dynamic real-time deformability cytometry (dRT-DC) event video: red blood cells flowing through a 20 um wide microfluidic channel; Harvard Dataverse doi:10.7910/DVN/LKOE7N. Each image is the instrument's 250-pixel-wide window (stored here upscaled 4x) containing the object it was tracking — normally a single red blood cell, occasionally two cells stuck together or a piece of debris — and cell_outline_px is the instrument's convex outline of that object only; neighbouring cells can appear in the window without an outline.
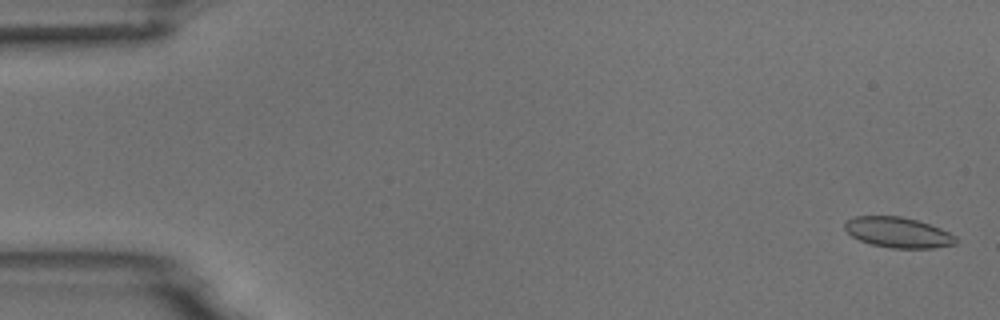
{"species": "common noctule bat (a hibernating species)", "species_latin": "Nyctalus noctula", "temperature_condition": "room temperature", "stored_images_in_passage": 7, "camera_frame_rate_fps": 3000, "um_per_image_px": 0.085, "animal": {"sex": "male", "body_mass_g": 18.8}, "frame": {"image": 1, "passage_image": 1, "time_ms": 0.0, "image_size_px": [1000, 320], "cell_outline_px": [[956, 244], [932, 248], [892, 248], [868, 244], [852, 236], [844, 228], [844, 224], [848, 220], [856, 216], [900, 216], [916, 220], [940, 228], [956, 236]], "centroid_in_image_um": [76.32, 19.76], "position_along_channel_um": 8.7, "area_um2": 19.59}}
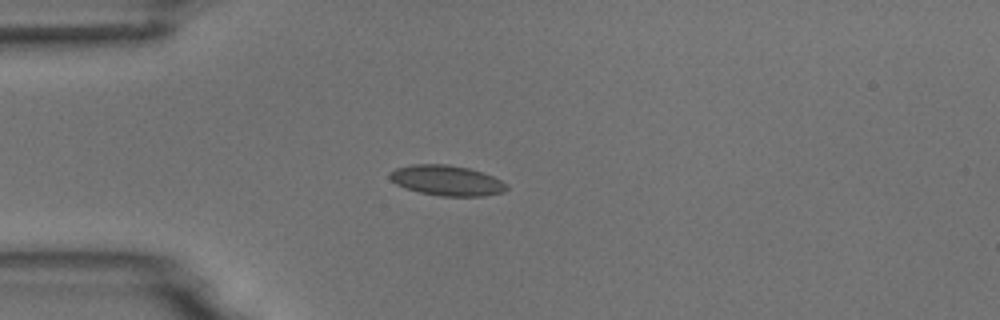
{"frame": {"image": 2, "passage_image": 4, "time_ms": 4.333, "image_size_px": [1000, 320], "cell_outline_px": [[508, 188], [504, 192], [484, 196], [440, 196], [420, 192], [404, 188], [396, 184], [388, 176], [396, 168], [412, 164], [448, 164], [468, 168], [492, 176], [500, 180]], "centroid_in_image_um": [37.95, 15.34], "position_along_channel_um": 47.0, "area_um2": 20.46}}